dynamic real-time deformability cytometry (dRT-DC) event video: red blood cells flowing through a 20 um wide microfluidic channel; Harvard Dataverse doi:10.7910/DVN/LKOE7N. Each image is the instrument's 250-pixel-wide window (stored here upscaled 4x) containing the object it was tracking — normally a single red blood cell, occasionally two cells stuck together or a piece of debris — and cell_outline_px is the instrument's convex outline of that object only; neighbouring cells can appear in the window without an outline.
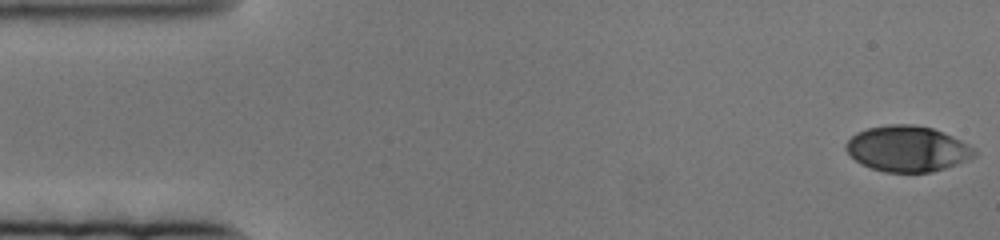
{"species": "human", "species_latin": "Homo sapiens", "temperature_condition": "cold", "stored_images_in_passage": 81, "camera_frame_rate_fps": 3000, "um_per_image_px": 0.085, "donor": {"sex": "female"}, "frame": {"image": 1, "passage_image": 1, "time_ms": 0.0, "image_size_px": [1000, 240], "cell_outline_px": [[976, 156], [956, 164], [932, 172], [884, 172], [860, 164], [844, 148], [844, 144], [856, 132], [868, 128], [888, 124], [912, 124], [932, 128], [944, 132], [976, 148]], "centroid_in_image_um": [77.12, 12.64], "position_along_channel_um": 7.9, "area_um2": 34.28}}
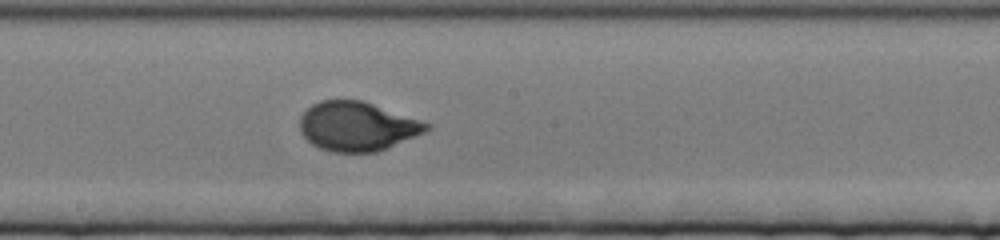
{"frame": {"image": 2, "passage_image": 42, "time_ms": 13.667, "image_size_px": [1000, 240], "cell_outline_px": [[432, 128], [424, 132], [376, 152], [332, 152], [320, 148], [312, 144], [300, 132], [300, 116], [312, 104], [320, 100], [360, 100], [432, 124]], "centroid_in_image_um": [30.33, 10.74], "position_along_channel_um": 217.9, "area_um2": 35.89}}
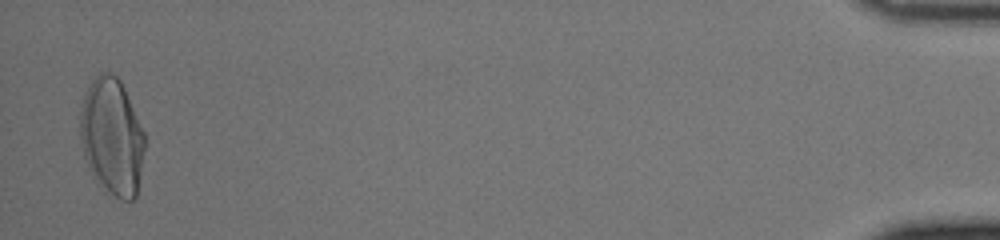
{"frame": {"image": 3, "passage_image": 79, "time_ms": 26.0, "image_size_px": [1000, 240], "cell_outline_px": [[144, 152], [136, 196], [132, 200], [120, 200], [104, 192], [92, 172], [84, 156], [80, 140], [80, 112], [84, 96], [92, 80], [100, 72], [108, 72], [116, 76], [120, 80], [124, 88], [144, 132]], "centroid_in_image_um": [9.51, 11.64], "position_along_channel_um": 425.7, "area_um2": 43.81}}